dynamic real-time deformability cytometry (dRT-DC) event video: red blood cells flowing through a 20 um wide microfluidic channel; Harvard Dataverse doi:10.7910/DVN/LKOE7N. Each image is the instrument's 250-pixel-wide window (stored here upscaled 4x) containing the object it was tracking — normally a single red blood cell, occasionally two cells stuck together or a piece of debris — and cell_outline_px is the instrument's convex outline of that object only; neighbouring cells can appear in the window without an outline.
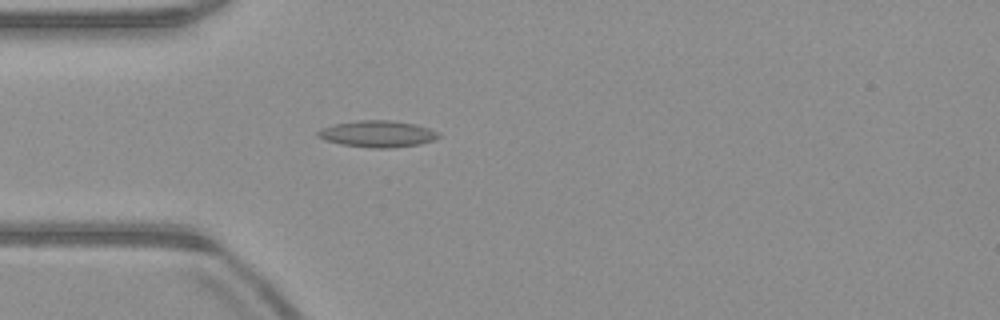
{"species": "common noctule bat (a hibernating species)", "species_latin": "Nyctalus noctula", "temperature_condition": "warm", "stored_images_in_passage": 43, "camera_frame_rate_fps": 3000, "um_per_image_px": 0.085, "animal": {"sex": "male", "body_mass_g": 23.1, "forearm_length_mm": 52.7}, "frame": {"image": 1, "passage_image": 9, "time_ms": 2.667, "image_size_px": [1000, 320], "cell_outline_px": [[440, 136], [432, 140], [420, 144], [392, 148], [372, 148], [340, 144], [324, 140], [316, 136], [316, 132], [324, 128], [336, 124], [360, 120], [388, 120], [416, 124], [440, 132]], "centroid_in_image_um": [32.1, 11.39], "position_along_channel_um": 52.9, "area_um2": 18.61}}
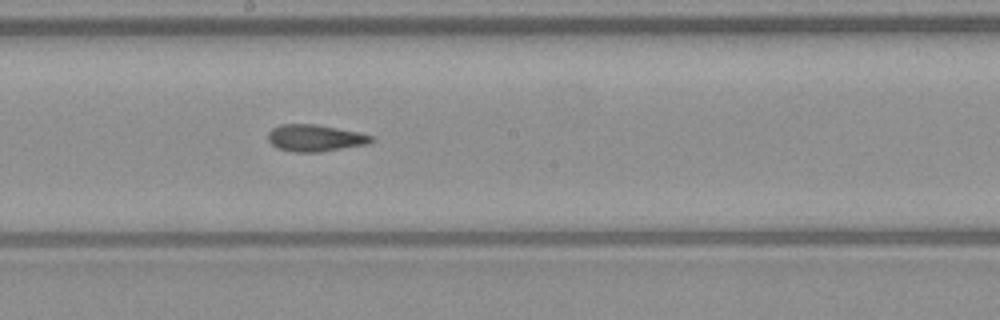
{"frame": {"image": 2, "passage_image": 22, "time_ms": 7.0, "image_size_px": [1000, 320], "cell_outline_px": [[372, 140], [368, 144], [320, 152], [296, 152], [280, 148], [272, 144], [268, 140], [268, 132], [272, 128], [280, 124], [316, 124], [356, 132], [372, 136]], "centroid_in_image_um": [26.75, 11.73], "position_along_channel_um": 221.5, "area_um2": 15.9}}
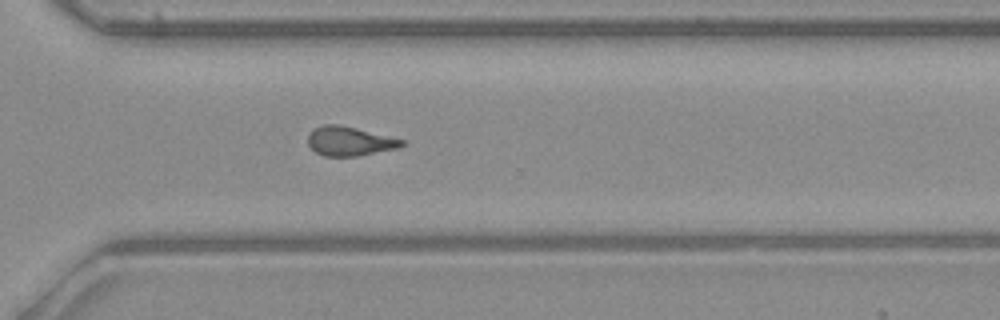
{"frame": {"image": 3, "passage_image": 31, "time_ms": 10.0, "image_size_px": [1000, 320], "cell_outline_px": [[408, 144], [400, 148], [356, 156], [324, 156], [316, 152], [308, 144], [308, 136], [316, 128], [324, 124], [336, 124], [356, 128], [404, 140]], "centroid_in_image_um": [29.76, 12.01], "position_along_channel_um": 340.8, "area_um2": 15.84}, "authors_computed_cell_mechanics": {"area_um2": 16.6464, "velocity_mm_per_s": 3.9941, "shape_relaxation_time_tau1_ms": null, "shape_relaxation_time_tau2_ms": 3.5003, "deformation_change_tau1": null, "deformation_change_tau2": 0.1118}}